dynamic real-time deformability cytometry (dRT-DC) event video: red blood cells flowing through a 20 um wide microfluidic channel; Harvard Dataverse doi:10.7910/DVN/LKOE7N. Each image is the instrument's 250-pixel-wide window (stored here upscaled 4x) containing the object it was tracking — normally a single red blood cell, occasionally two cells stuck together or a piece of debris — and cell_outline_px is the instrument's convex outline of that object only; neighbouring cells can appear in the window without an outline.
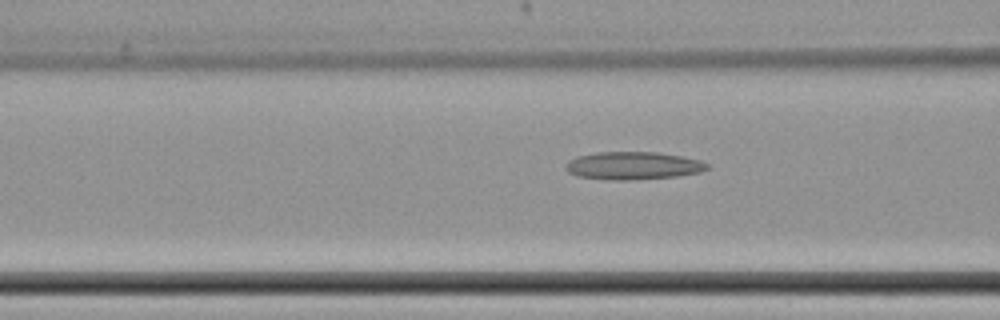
{"species": "common noctule bat (a hibernating species)", "species_latin": "Nyctalus noctula", "temperature_condition": "cold", "stored_images_in_passage": 46, "camera_frame_rate_fps": 3000, "um_per_image_px": 0.085, "animal": {"sex": "female", "body_mass_g": 22.7, "forearm_length_mm": 54.2}, "frame": {"image": 1, "passage_image": 21, "time_ms": 6.667, "image_size_px": [1000, 320], "cell_outline_px": [[708, 168], [700, 172], [676, 176], [636, 180], [608, 180], [576, 176], [568, 172], [564, 168], [564, 164], [568, 160], [576, 156], [596, 152], [656, 152], [680, 156], [700, 160], [708, 164]], "centroid_in_image_um": [53.74, 14.08], "position_along_channel_um": 112.9, "area_um2": 23.12}}
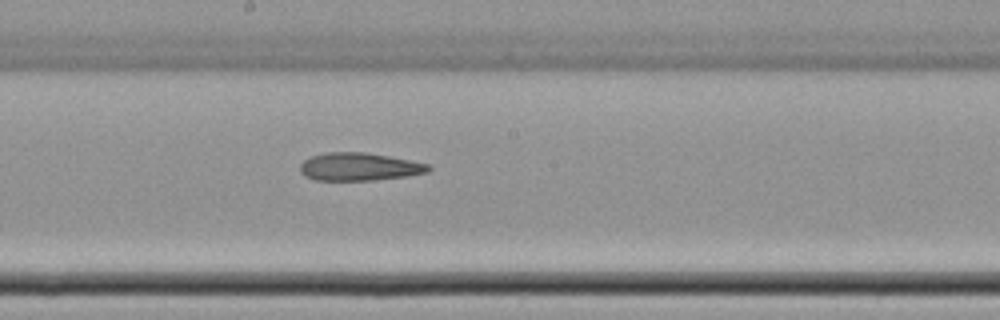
{"frame": {"image": 2, "passage_image": 30, "time_ms": 9.667, "image_size_px": [1000, 320], "cell_outline_px": [[432, 168], [428, 172], [408, 176], [372, 180], [316, 180], [304, 176], [300, 172], [300, 164], [304, 160], [312, 156], [324, 152], [364, 152], [388, 156], [428, 164]], "centroid_in_image_um": [30.51, 14.17], "position_along_channel_um": 217.7, "area_um2": 20.81}}
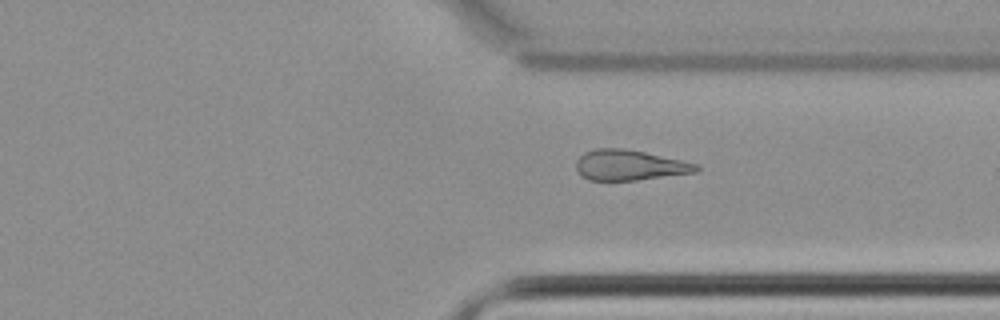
{"frame": {"image": 3, "passage_image": 42, "time_ms": 13.667, "image_size_px": [1000, 320], "cell_outline_px": [[700, 168], [696, 172], [636, 180], [588, 180], [580, 176], [576, 168], [576, 160], [584, 152], [596, 148], [624, 148], [644, 152], [700, 164]], "centroid_in_image_um": [53.48, 14.03], "position_along_channel_um": 357.9, "area_um2": 21.33}}